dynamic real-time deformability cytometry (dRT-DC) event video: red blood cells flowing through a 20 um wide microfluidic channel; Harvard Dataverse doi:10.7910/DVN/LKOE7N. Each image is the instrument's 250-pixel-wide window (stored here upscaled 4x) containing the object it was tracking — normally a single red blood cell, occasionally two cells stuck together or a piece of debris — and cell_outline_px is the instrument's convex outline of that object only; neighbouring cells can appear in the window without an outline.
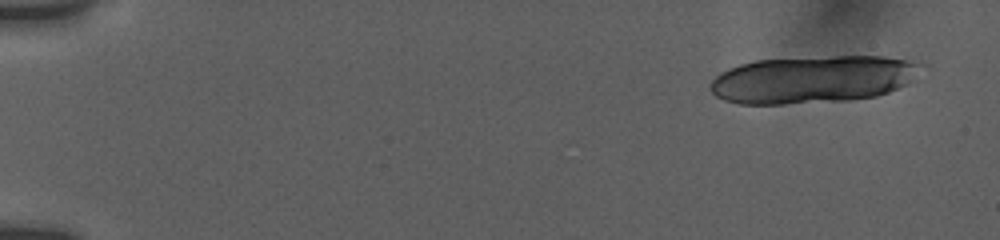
{"species": "human", "species_latin": "Homo sapiens", "temperature_condition": "room temperature", "stored_images_in_passage": 12, "camera_frame_rate_fps": 3000, "um_per_image_px": 0.085, "donor": {"sex": "female"}, "frame": {"image": 1, "passage_image": 1, "time_ms": 0.0, "image_size_px": [1000, 240], "cell_outline_px": [[912, 64], [908, 84], [888, 92], [876, 96], [848, 100], [784, 104], [736, 104], [724, 100], [716, 96], [712, 92], [712, 80], [720, 72], [728, 68], [740, 64], [756, 60], [836, 56], [884, 56], [904, 60]], "centroid_in_image_um": [68.91, 6.77], "position_along_channel_um": 16.1, "area_um2": 57.05}}